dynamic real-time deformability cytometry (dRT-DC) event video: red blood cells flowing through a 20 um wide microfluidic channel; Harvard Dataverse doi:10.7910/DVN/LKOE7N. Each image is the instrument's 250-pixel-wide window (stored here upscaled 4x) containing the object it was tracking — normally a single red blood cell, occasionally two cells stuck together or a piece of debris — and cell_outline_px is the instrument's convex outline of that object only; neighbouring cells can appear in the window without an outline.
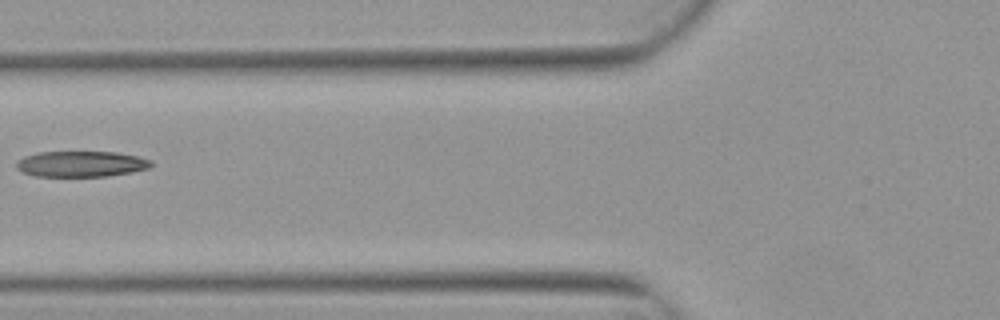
{"species": "Egyptian fruit bat (a non-hibernating species)", "species_latin": "Rousettus aegyptiacus", "temperature_condition": "warm", "stored_images_in_passage": 3, "camera_frame_rate_fps": 3000, "um_per_image_px": 0.085, "animal": {"sex": "female"}, "frame": {"image": 1, "passage_image": 3, "time_ms": 0.667, "image_size_px": [1000, 320], "cell_outline_px": [[152, 164], [148, 168], [132, 172], [108, 176], [36, 176], [24, 172], [16, 168], [16, 164], [24, 156], [36, 152], [116, 152], [140, 156], [152, 160]], "centroid_in_image_um": [6.93, 13.93], "position_along_channel_um": 118.9, "area_um2": 20.23}}